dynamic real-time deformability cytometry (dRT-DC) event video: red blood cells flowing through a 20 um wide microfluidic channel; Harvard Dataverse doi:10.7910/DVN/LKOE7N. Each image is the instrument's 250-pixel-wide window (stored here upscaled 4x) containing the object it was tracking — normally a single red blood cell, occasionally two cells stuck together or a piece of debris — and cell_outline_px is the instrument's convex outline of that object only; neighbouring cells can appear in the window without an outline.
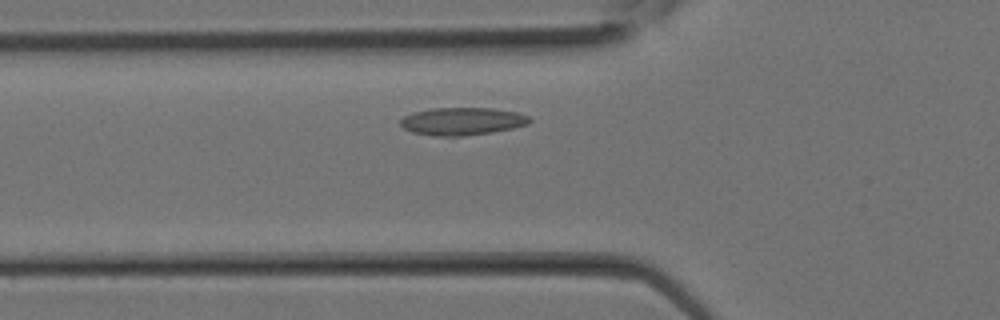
{"species": "Egyptian fruit bat (a non-hibernating species)", "species_latin": "Rousettus aegyptiacus", "temperature_condition": "room temperature", "stored_images_in_passage": 24, "camera_frame_rate_fps": 3000, "um_per_image_px": 0.085, "animal": {"sex": "female"}, "frame": {"image": 1, "passage_image": 5, "time_ms": 1.333, "image_size_px": [1000, 320], "cell_outline_px": [[532, 120], [528, 124], [512, 128], [492, 132], [460, 136], [432, 136], [412, 132], [404, 128], [400, 124], [400, 120], [404, 116], [412, 112], [432, 108], [492, 108], [516, 112], [528, 116]], "centroid_in_image_um": [39.26, 10.31], "position_along_channel_um": 86.5, "area_um2": 20.81}}
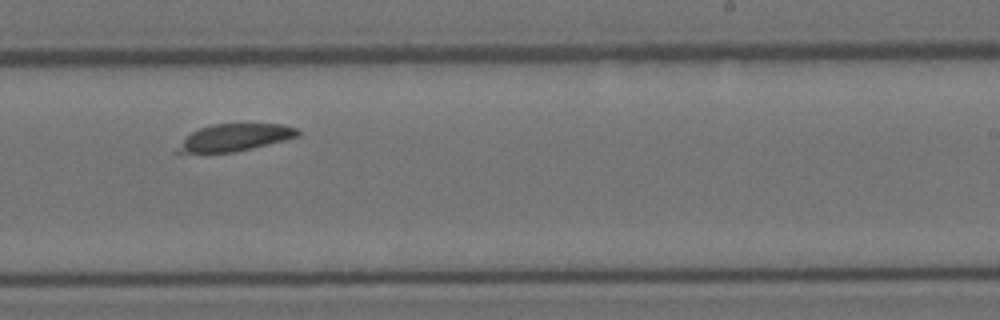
{"frame": {"image": 2, "passage_image": 13, "time_ms": 4.0, "image_size_px": [1000, 320], "cell_outline_px": [[300, 136], [252, 148], [232, 152], [172, 152], [192, 132], [200, 128], [212, 124], [284, 124], [296, 128], [300, 132]], "centroid_in_image_um": [20.0, 11.67], "position_along_channel_um": 269.0, "area_um2": 18.67}}
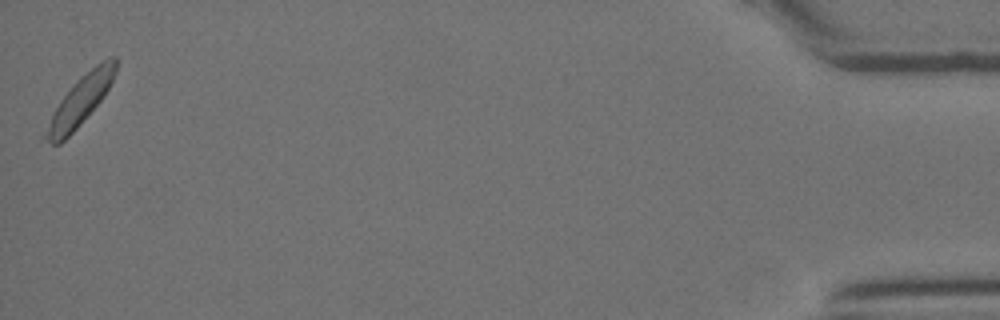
{"frame": {"image": 3, "passage_image": 24, "time_ms": 7.667, "image_size_px": [1000, 320], "cell_outline_px": [[116, 72], [104, 96], [76, 128], [60, 144], [52, 144], [40, 140], [40, 136], [52, 112], [60, 100], [76, 80], [96, 64], [108, 56], [116, 56]], "centroid_in_image_um": [6.74, 8.61], "position_along_channel_um": 428.5, "area_um2": 20.17}}